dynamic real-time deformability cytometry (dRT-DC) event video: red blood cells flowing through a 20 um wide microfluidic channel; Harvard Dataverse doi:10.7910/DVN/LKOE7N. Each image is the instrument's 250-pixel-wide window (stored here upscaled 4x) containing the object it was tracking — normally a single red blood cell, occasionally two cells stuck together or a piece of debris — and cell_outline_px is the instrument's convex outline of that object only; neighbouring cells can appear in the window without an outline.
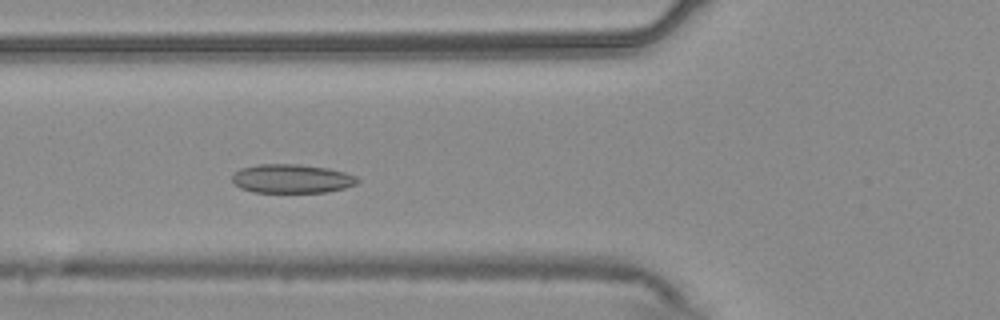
{"species": "common noctule bat (a hibernating species)", "species_latin": "Nyctalus noctula", "temperature_condition": "warm", "stored_images_in_passage": 47, "camera_frame_rate_fps": 3000, "um_per_image_px": 0.085, "animal": {"sex": "male", "body_mass_g": 20.4}, "frame": {"image": 1, "passage_image": 13, "time_ms": 4.0, "image_size_px": [1000, 320], "cell_outline_px": [[360, 180], [356, 184], [344, 188], [328, 192], [252, 192], [240, 188], [232, 180], [232, 172], [240, 168], [256, 164], [300, 164], [328, 168], [344, 172], [356, 176]], "centroid_in_image_um": [24.78, 15.18], "position_along_channel_um": 101.0, "area_um2": 21.27}}
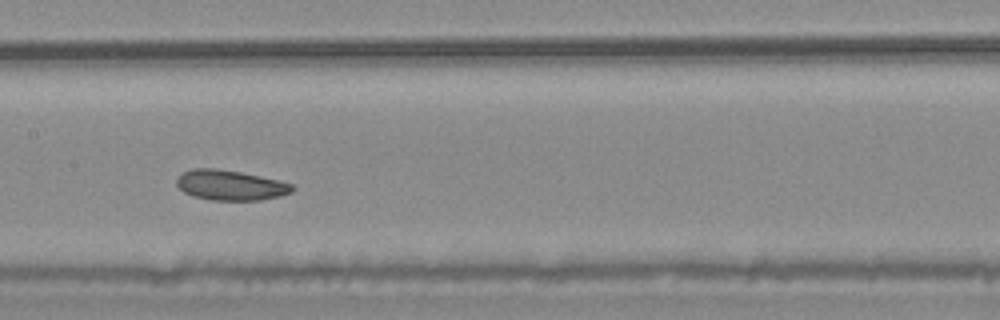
{"frame": {"image": 2, "passage_image": 20, "time_ms": 6.333, "image_size_px": [1000, 320], "cell_outline_px": [[296, 188], [292, 192], [280, 196], [260, 200], [212, 200], [192, 196], [184, 192], [176, 184], [176, 176], [180, 172], [192, 168], [216, 168], [240, 172], [280, 180], [292, 184]], "centroid_in_image_um": [19.56, 15.73], "position_along_channel_um": 187.8, "area_um2": 20.58}}
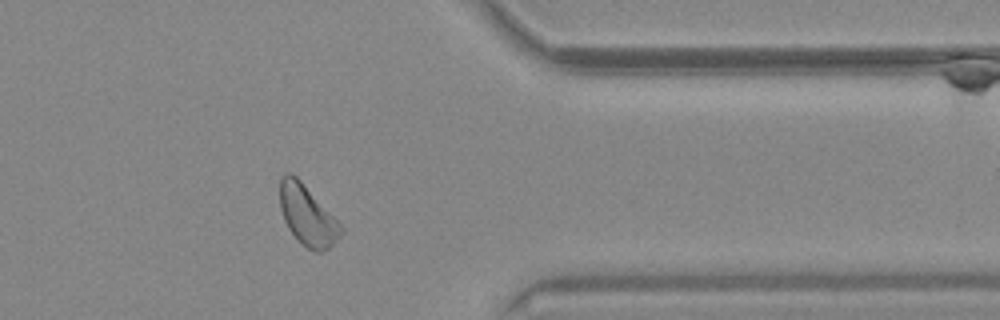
{"frame": {"image": 3, "passage_image": 37, "time_ms": 12.0, "image_size_px": [1000, 320], "cell_outline_px": [[344, 232], [328, 248], [320, 252], [316, 252], [300, 244], [288, 228], [284, 220], [280, 208], [280, 180], [284, 172], [292, 172], [300, 180], [344, 228]], "centroid_in_image_um": [26.1, 18.31], "position_along_channel_um": 385.3, "area_um2": 21.21}, "authors_computed_cell_mechanics": {"area_um2": 21.2704, "velocity_mm_per_s": 3.7075, "shape_relaxation_time_tau1_ms": 7.0075, "shape_relaxation_time_tau2_ms": null, "deformation_change_tau1": 0.0884, "deformation_change_tau2": null}}